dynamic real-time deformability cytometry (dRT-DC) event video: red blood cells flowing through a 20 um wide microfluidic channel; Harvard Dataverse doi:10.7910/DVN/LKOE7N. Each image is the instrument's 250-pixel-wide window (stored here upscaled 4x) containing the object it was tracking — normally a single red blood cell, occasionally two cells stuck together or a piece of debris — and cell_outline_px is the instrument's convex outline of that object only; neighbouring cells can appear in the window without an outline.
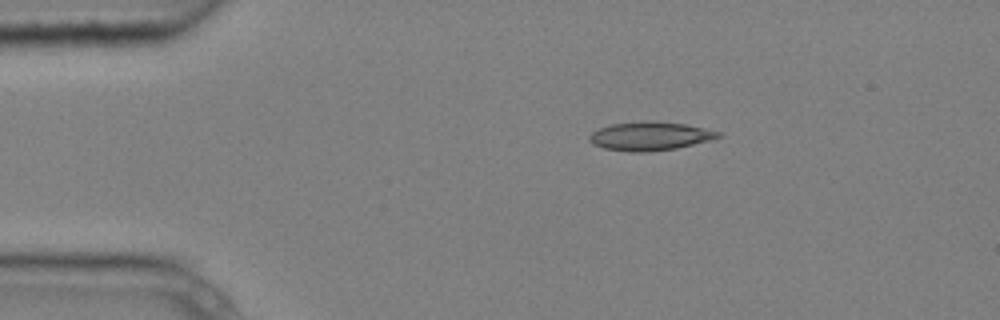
{"species": "common noctule bat (a hibernating species)", "species_latin": "Nyctalus noctula", "temperature_condition": "cold", "stored_images_in_passage": 5, "camera_frame_rate_fps": 3000, "um_per_image_px": 0.085, "animal": {"sex": "male", "body_mass_g": 20.4}, "frame": {"image": 1, "passage_image": 2, "time_ms": 0.333, "image_size_px": [1000, 320], "cell_outline_px": [[724, 136], [676, 148], [648, 152], [632, 152], [604, 148], [592, 144], [588, 140], [588, 136], [592, 132], [600, 128], [612, 124], [684, 124], [704, 128], [720, 132]], "centroid_in_image_um": [55.22, 11.62], "position_along_channel_um": 29.8, "area_um2": 20.35}}
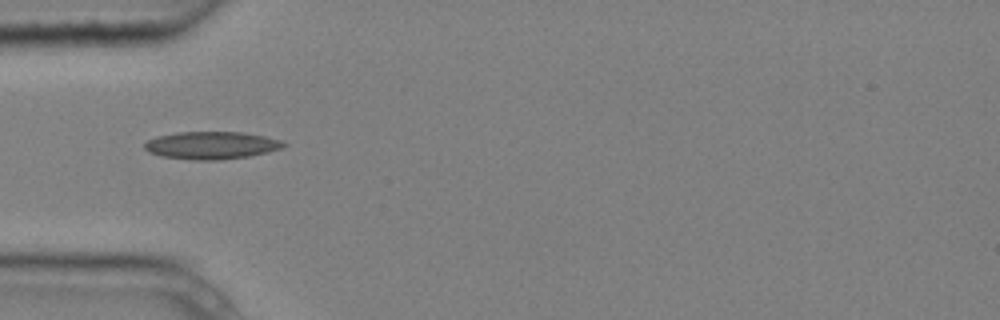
{"frame": {"image": 2, "passage_image": 4, "time_ms": 1.0, "image_size_px": [1000, 320], "cell_outline_px": [[288, 144], [280, 148], [268, 152], [248, 156], [220, 160], [192, 160], [160, 156], [148, 152], [144, 148], [144, 144], [148, 140], [156, 136], [176, 132], [244, 132], [264, 136], [280, 140]], "centroid_in_image_um": [17.94, 12.35], "position_along_channel_um": 67.1, "area_um2": 22.43}}
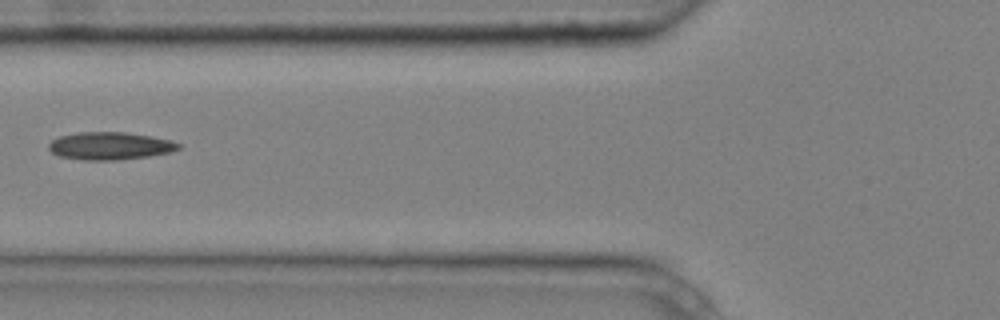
{"frame": {"image": 3, "passage_image": 5, "time_ms": 1.333, "image_size_px": [1000, 320], "cell_outline_px": [[180, 148], [172, 152], [148, 156], [120, 160], [84, 160], [60, 156], [52, 152], [48, 148], [48, 144], [52, 140], [60, 136], [80, 132], [124, 132], [152, 136], [172, 140], [180, 144]], "centroid_in_image_um": [9.37, 12.4], "position_along_channel_um": 116.4, "area_um2": 20.92}}